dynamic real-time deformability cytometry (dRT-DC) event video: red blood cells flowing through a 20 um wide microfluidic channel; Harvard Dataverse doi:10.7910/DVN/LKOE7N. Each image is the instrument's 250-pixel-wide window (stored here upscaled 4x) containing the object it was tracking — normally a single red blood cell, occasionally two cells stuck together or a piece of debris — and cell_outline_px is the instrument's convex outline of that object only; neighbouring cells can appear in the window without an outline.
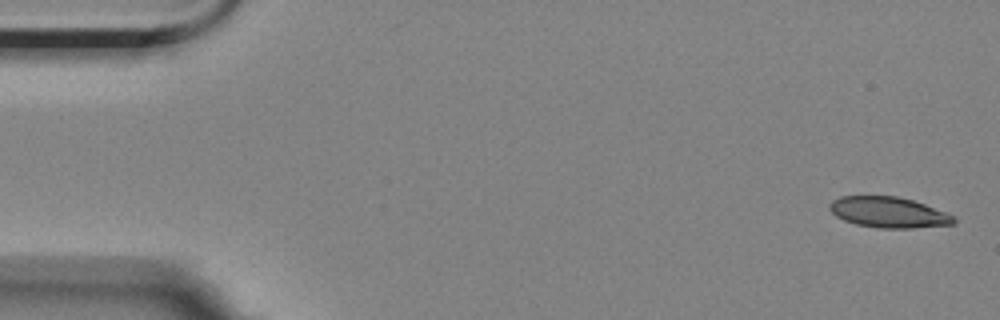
{"species": "Egyptian fruit bat (a non-hibernating species)", "species_latin": "Rousettus aegyptiacus", "temperature_condition": "room temperature", "stored_images_in_passage": 4, "camera_frame_rate_fps": 3000, "um_per_image_px": 0.085, "animal": {"sex": "female"}, "frame": {"image": 1, "passage_image": 1, "time_ms": 0.0, "image_size_px": [1000, 320], "cell_outline_px": [[956, 224], [912, 228], [876, 228], [856, 224], [844, 220], [836, 216], [828, 208], [828, 204], [832, 200], [840, 196], [896, 196], [912, 200], [948, 212], [956, 216]], "centroid_in_image_um": [75.55, 18.05], "position_along_channel_um": 9.5, "area_um2": 22.48}}
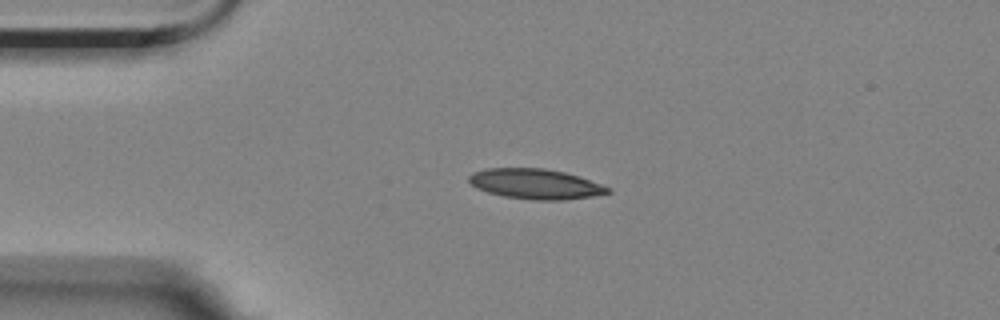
{"frame": {"image": 2, "passage_image": 3, "time_ms": 3.667, "image_size_px": [1000, 320], "cell_outline_px": [[612, 192], [592, 196], [560, 200], [536, 200], [504, 196], [488, 192], [476, 188], [468, 180], [468, 176], [472, 172], [484, 168], [544, 168], [564, 172], [580, 176], [612, 188]], "centroid_in_image_um": [45.52, 15.62], "position_along_channel_um": 39.5, "area_um2": 24.45}}